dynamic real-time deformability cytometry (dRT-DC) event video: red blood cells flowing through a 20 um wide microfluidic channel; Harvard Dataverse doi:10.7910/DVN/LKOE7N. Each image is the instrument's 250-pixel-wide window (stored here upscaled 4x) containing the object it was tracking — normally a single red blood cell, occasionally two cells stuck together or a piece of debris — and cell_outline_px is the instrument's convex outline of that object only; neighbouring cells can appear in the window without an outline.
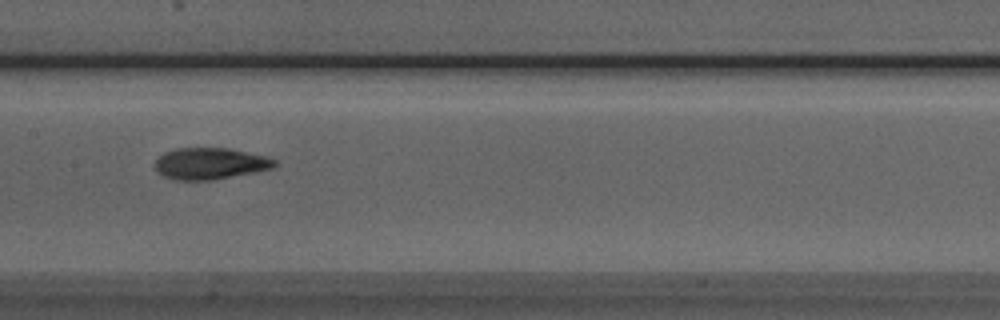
{"species": "Egyptian fruit bat (a non-hibernating species)", "species_latin": "Rousettus aegyptiacus", "temperature_condition": "room temperature", "stored_images_in_passage": 10, "camera_frame_rate_fps": 3000, "um_per_image_px": 0.085, "animal": {"sex": "male"}, "frame": {"image": 1, "passage_image": 7, "time_ms": 7.0, "image_size_px": [1000, 320], "cell_outline_px": [[280, 164], [272, 168], [212, 180], [176, 180], [164, 176], [156, 172], [156, 160], [164, 152], [176, 148], [228, 148], [264, 156], [276, 160]], "centroid_in_image_um": [17.84, 13.9], "position_along_channel_um": 189.6, "area_um2": 21.79}}
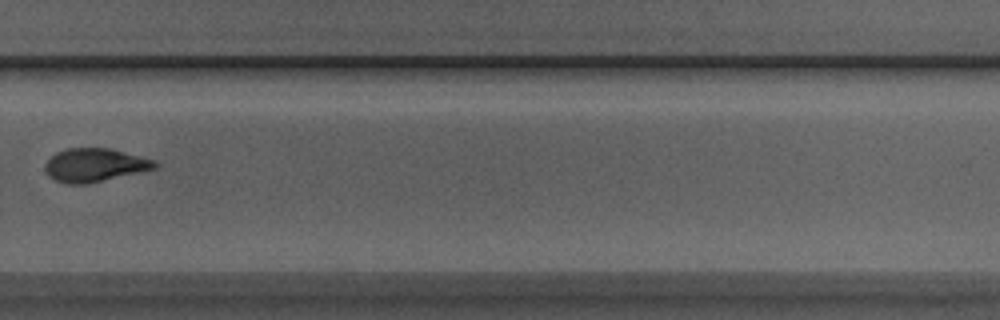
{"frame": {"image": 2, "passage_image": 10, "time_ms": 10.333, "image_size_px": [1000, 320], "cell_outline_px": [[160, 164], [156, 168], [84, 184], [68, 184], [56, 180], [48, 176], [44, 168], [44, 164], [56, 152], [68, 148], [108, 148], [156, 160]], "centroid_in_image_um": [8.03, 14.02], "position_along_channel_um": 321.8, "area_um2": 21.1}}